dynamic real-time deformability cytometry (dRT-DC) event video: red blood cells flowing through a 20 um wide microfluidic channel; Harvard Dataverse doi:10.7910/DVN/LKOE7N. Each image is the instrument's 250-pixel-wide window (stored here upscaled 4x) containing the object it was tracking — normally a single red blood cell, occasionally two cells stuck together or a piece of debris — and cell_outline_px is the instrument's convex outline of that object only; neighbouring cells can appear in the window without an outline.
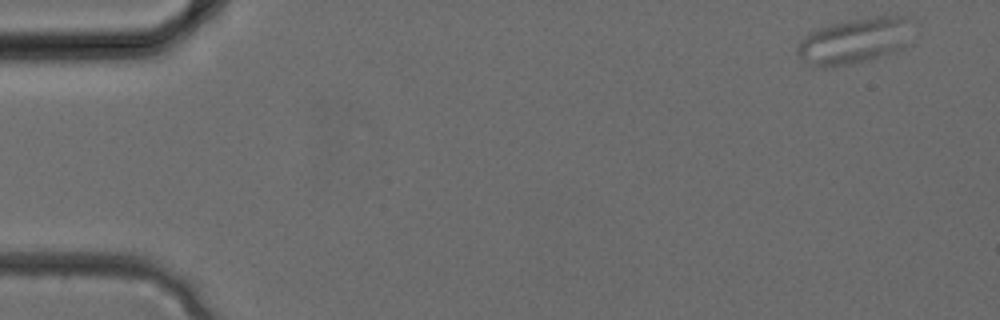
{"species": "common noctule bat (a hibernating species)", "species_latin": "Nyctalus noctula", "temperature_condition": "cold", "stored_images_in_passage": 29, "camera_frame_rate_fps": 3000, "um_per_image_px": 0.085, "animal": {"sex": "female", "body_mass_g": 24.6, "forearm_length_mm": 56.2}, "frame": {"image": 1, "passage_image": 1, "time_ms": 0.0, "image_size_px": [1000, 320], "cell_outline_px": [[904, 48], [896, 52], [868, 60], [848, 64], [824, 68], [812, 68], [804, 64], [796, 52], [796, 48], [800, 40], [808, 32], [832, 24], [848, 20], [876, 16], [904, 16]], "centroid_in_image_um": [72.42, 3.53], "position_along_channel_um": 12.6, "area_um2": 30.06}}
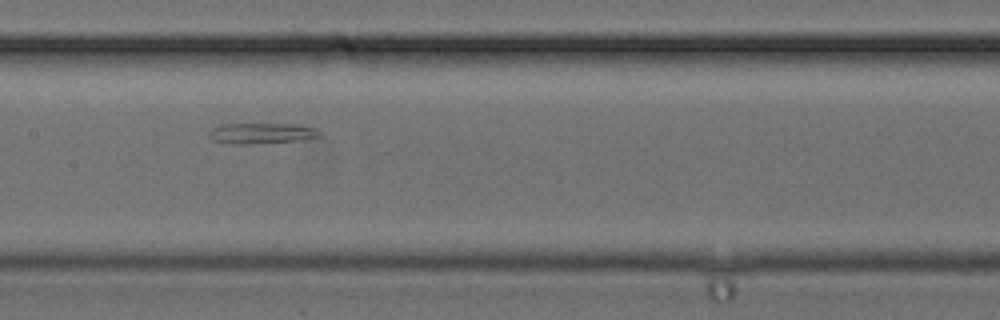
{"frame": {"image": 2, "passage_image": 16, "time_ms": 5.0, "image_size_px": [1000, 320], "cell_outline_px": [[320, 136], [296, 140], [244, 144], [228, 144], [212, 140], [208, 136], [208, 132], [212, 128], [220, 124], [296, 124], [312, 128]], "centroid_in_image_um": [22.07, 11.32], "position_along_channel_um": 185.3, "area_um2": 13.01}}
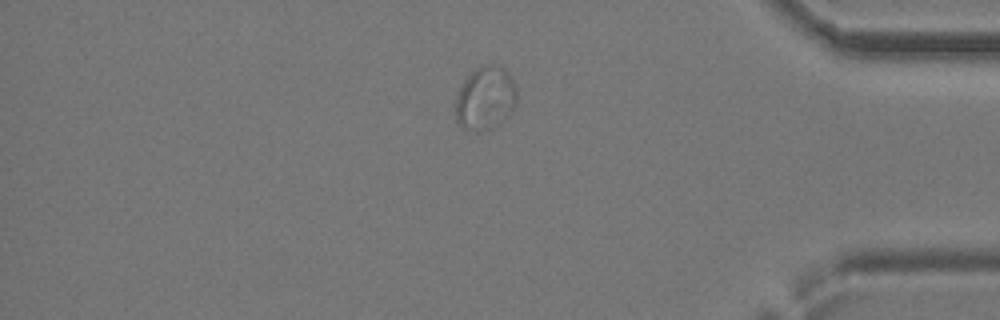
{"frame": {"image": 3, "passage_image": 28, "time_ms": 9.0, "image_size_px": [1000, 320], "cell_outline_px": [[516, 100], [508, 116], [492, 128], [480, 132], [472, 132], [464, 128], [456, 120], [456, 96], [464, 80], [476, 68], [484, 64], [496, 64], [504, 68], [508, 72], [516, 84]], "centroid_in_image_um": [41.25, 8.34], "position_along_channel_um": 393.9, "area_um2": 22.72}}